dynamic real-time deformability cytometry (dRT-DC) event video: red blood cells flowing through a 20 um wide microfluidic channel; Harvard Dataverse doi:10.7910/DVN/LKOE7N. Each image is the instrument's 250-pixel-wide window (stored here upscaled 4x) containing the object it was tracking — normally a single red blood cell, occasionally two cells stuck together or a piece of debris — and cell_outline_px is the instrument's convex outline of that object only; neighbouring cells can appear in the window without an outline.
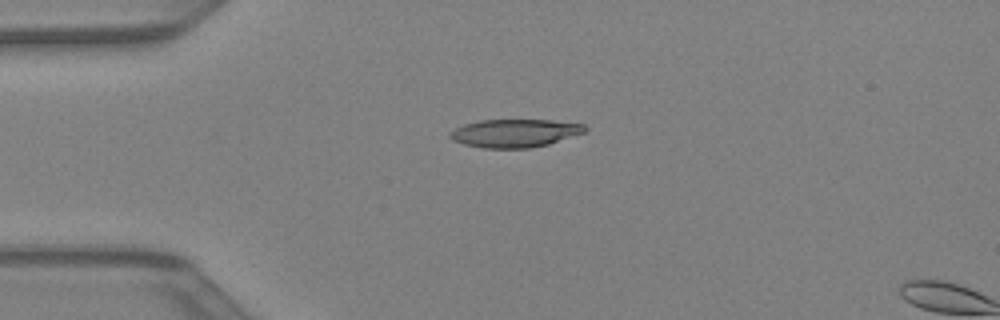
{"species": "Egyptian fruit bat (a non-hibernating species)", "species_latin": "Rousettus aegyptiacus", "temperature_condition": "warm", "stored_images_in_passage": 3, "camera_frame_rate_fps": 3000, "um_per_image_px": 0.085, "animal": {"sex": "female"}, "frame": {"image": 1, "passage_image": 1, "time_ms": 0.0, "image_size_px": [1000, 320], "cell_outline_px": [[588, 128], [584, 132], [548, 144], [528, 148], [484, 148], [464, 144], [452, 140], [448, 136], [456, 128], [464, 124], [480, 120], [552, 120], [584, 124]], "centroid_in_image_um": [43.75, 11.31], "position_along_channel_um": 41.2, "area_um2": 21.91}}